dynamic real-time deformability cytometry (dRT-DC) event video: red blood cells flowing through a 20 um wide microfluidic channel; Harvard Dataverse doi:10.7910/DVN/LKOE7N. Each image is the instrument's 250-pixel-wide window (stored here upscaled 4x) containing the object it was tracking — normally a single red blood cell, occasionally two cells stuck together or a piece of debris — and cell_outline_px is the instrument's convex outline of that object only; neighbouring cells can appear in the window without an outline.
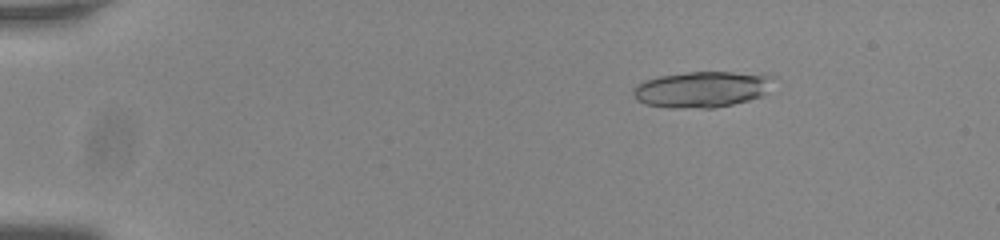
{"species": "common noctule bat (a hibernating species)", "species_latin": "Nyctalus noctula", "temperature_condition": "room temperature", "stored_images_in_passage": 22, "camera_frame_rate_fps": 3000, "um_per_image_px": 0.085, "animal": {"sex": "male", "body_mass_g": 20.0, "forearm_length_mm": 53.3}, "frame": {"image": 1, "passage_image": 9, "time_ms": 2.667, "image_size_px": [1000, 240], "cell_outline_px": [[772, 76], [764, 92], [760, 96], [748, 100], [732, 104], [712, 108], [668, 108], [644, 104], [636, 100], [632, 92], [632, 88], [648, 80], [660, 76], [688, 72], [764, 72]], "centroid_in_image_um": [59.63, 7.59], "position_along_channel_um": 25.4, "area_um2": 29.3}}